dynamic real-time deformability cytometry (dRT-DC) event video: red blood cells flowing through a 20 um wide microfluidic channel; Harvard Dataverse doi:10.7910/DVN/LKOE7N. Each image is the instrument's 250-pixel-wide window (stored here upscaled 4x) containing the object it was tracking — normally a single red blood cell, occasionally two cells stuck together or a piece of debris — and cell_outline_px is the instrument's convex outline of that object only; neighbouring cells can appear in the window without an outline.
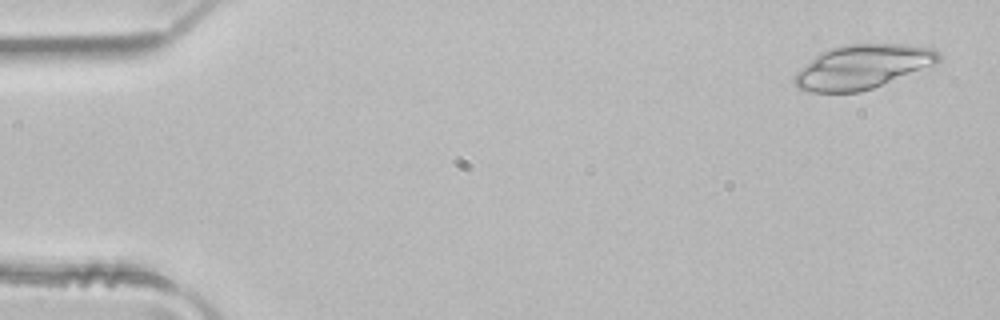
{"species": "common noctule bat (a hibernating species)", "species_latin": "Nyctalus noctula", "temperature_condition": "room temperature", "stored_images_in_passage": 3, "camera_frame_rate_fps": 3000, "um_per_image_px": 0.085, "animal": {"sex": "male", "body_mass_g": 21.5, "forearm_length_mm": 52.0}, "frame": {"image": 1, "passage_image": 1, "time_ms": 0.0, "image_size_px": [1000, 320], "cell_outline_px": [[940, 60], [932, 64], [872, 88], [860, 92], [808, 92], [796, 88], [792, 84], [792, 76], [800, 68], [820, 52], [828, 48], [840, 44], [908, 44], [932, 48], [940, 52]], "centroid_in_image_um": [73.2, 5.67], "position_along_channel_um": 11.8, "area_um2": 36.99}}